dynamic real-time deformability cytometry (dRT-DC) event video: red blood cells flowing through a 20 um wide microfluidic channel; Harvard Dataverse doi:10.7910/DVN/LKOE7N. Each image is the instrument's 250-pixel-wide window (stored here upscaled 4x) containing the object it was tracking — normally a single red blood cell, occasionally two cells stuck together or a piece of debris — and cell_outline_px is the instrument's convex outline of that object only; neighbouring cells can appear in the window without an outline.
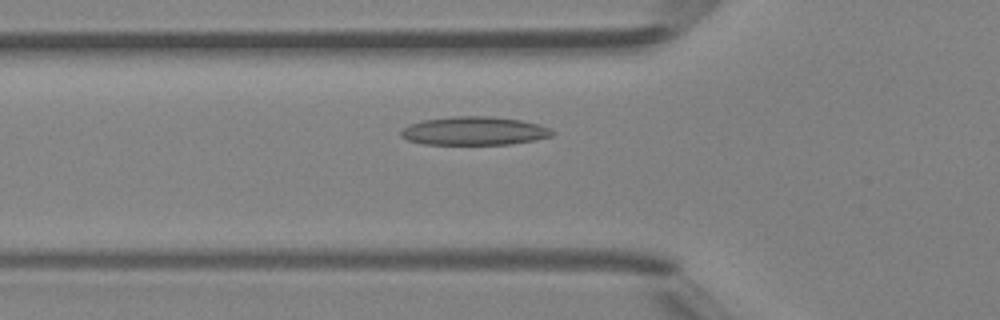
{"species": "Egyptian fruit bat (a non-hibernating species)", "species_latin": "Rousettus aegyptiacus", "temperature_condition": "room temperature", "stored_images_in_passage": 44, "camera_frame_rate_fps": 3000, "um_per_image_px": 0.085, "animal": {"sex": "female"}, "frame": {"image": 1, "passage_image": 14, "time_ms": 4.333, "image_size_px": [1000, 320], "cell_outline_px": [[556, 132], [552, 136], [536, 140], [508, 144], [424, 144], [408, 140], [400, 136], [400, 132], [408, 124], [424, 120], [452, 116], [488, 116], [520, 120], [536, 124], [548, 128]], "centroid_in_image_um": [40.29, 11.13], "position_along_channel_um": 85.5, "area_um2": 24.97}}
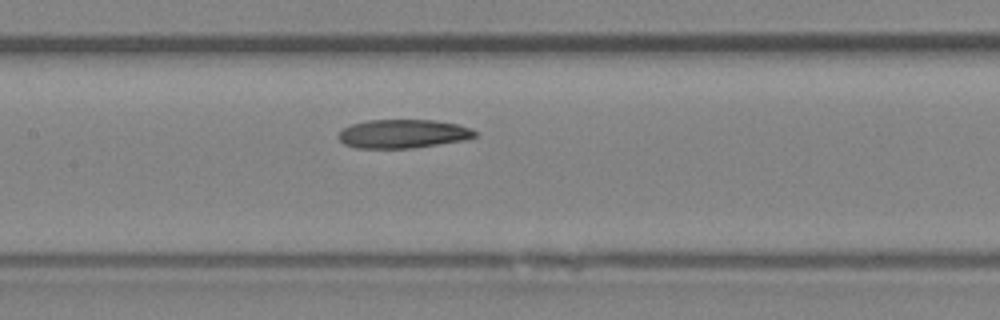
{"frame": {"image": 2, "passage_image": 20, "time_ms": 6.333, "image_size_px": [1000, 320], "cell_outline_px": [[476, 136], [468, 140], [412, 148], [356, 148], [344, 144], [336, 136], [344, 128], [352, 124], [368, 120], [436, 120], [460, 124], [472, 128], [476, 132]], "centroid_in_image_um": [34.3, 11.37], "position_along_channel_um": 173.1, "area_um2": 23.06}}
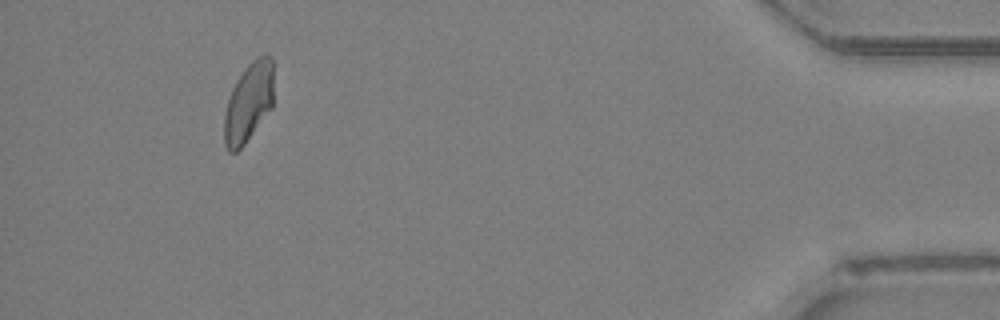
{"frame": {"image": 3, "passage_image": 41, "time_ms": 13.333, "image_size_px": [1000, 320], "cell_outline_px": [[272, 108], [244, 144], [236, 152], [228, 152], [224, 144], [224, 116], [228, 100], [232, 88], [248, 64], [256, 56], [264, 52], [268, 52], [272, 56]], "centroid_in_image_um": [21.13, 8.68], "position_along_channel_um": 414.1, "area_um2": 22.83}}